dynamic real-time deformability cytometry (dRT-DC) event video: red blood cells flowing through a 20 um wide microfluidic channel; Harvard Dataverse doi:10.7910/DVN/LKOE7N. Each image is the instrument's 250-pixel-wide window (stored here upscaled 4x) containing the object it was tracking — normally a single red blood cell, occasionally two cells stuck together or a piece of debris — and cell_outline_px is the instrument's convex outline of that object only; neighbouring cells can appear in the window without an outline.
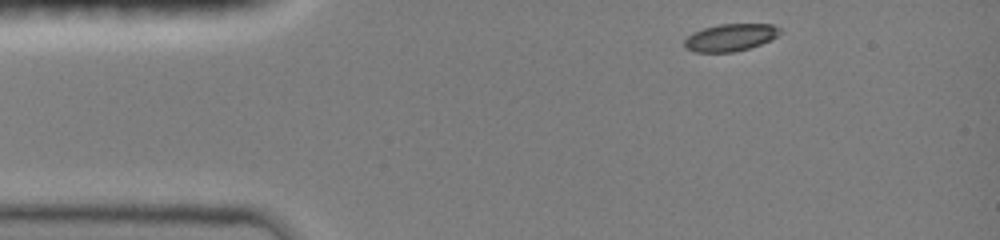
{"species": "common noctule bat (a hibernating species)", "species_latin": "Nyctalus noctula", "temperature_condition": "room temperature", "stored_images_in_passage": 38, "camera_frame_rate_fps": 3000, "um_per_image_px": 0.085, "animal": {"sex": "female", "body_mass_g": 19.0, "forearm_length_mm": 51.5}, "frame": {"image": 1, "passage_image": 1, "time_ms": 0.0, "image_size_px": [1000, 240], "cell_outline_px": [[784, 32], [772, 40], [748, 48], [732, 52], [696, 52], [684, 48], [684, 40], [692, 32], [704, 28], [720, 24], [772, 24], [780, 28]], "centroid_in_image_um": [62.11, 3.18], "position_along_channel_um": 22.9, "area_um2": 15.32}}
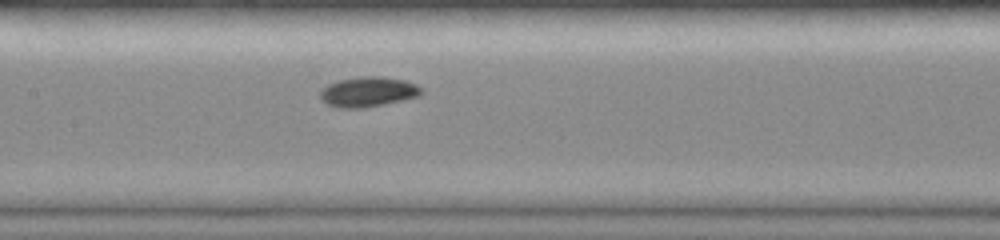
{"frame": {"image": 2, "passage_image": 17, "time_ms": 5.333, "image_size_px": [1000, 240], "cell_outline_px": [[424, 92], [420, 96], [404, 100], [364, 108], [340, 108], [328, 104], [320, 100], [320, 92], [328, 84], [340, 80], [360, 76], [380, 76], [404, 80], [416, 84]], "centroid_in_image_um": [31.3, 7.81], "position_along_channel_um": 176.1, "area_um2": 17.74}}
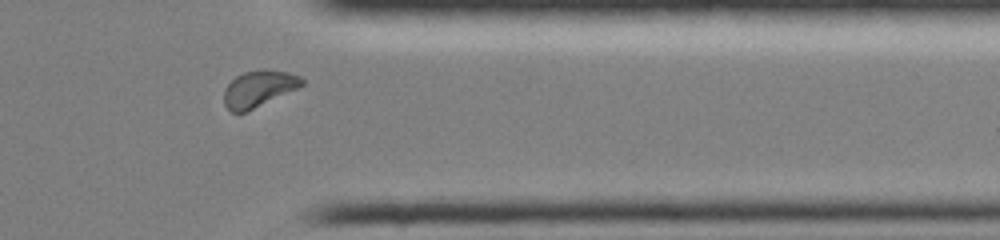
{"frame": {"image": 3, "passage_image": 33, "time_ms": 10.667, "image_size_px": [1000, 240], "cell_outline_px": [[304, 84], [296, 88], [244, 112], [232, 112], [224, 104], [224, 88], [236, 76], [244, 72], [264, 68], [288, 72], [300, 76], [304, 80]], "centroid_in_image_um": [21.97, 7.5], "position_along_channel_um": 389.4, "area_um2": 16.18}, "authors_computed_cell_mechanics": {"area_um2": 16.2707, "velocity_mm_per_s": 3.9989, "shape_relaxation_time_tau1_ms": 3.0498, "shape_relaxation_time_tau2_ms": null, "deformation_change_tau1": 0.1235, "deformation_change_tau2": null}}